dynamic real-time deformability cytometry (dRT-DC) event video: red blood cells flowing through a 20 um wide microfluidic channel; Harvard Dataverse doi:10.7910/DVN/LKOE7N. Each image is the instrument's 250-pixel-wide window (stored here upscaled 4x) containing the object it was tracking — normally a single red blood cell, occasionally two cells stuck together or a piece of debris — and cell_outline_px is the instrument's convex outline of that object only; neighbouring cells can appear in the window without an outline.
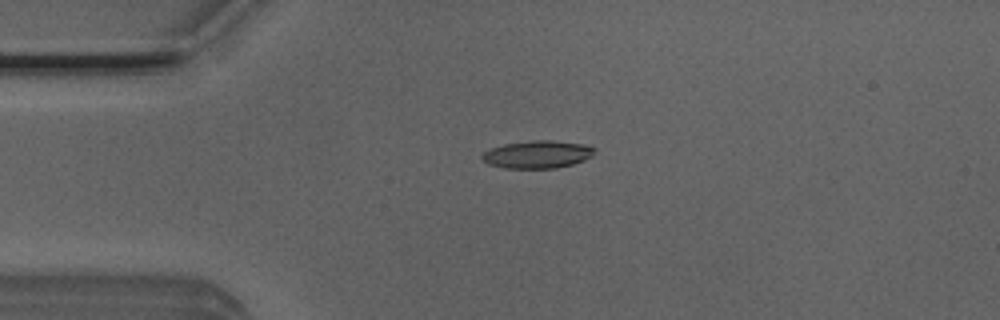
{"species": "Egyptian fruit bat (a non-hibernating species)", "species_latin": "Rousettus aegyptiacus", "temperature_condition": "room temperature", "stored_images_in_passage": 3, "camera_frame_rate_fps": 3000, "um_per_image_px": 0.085, "animal": {"sex": "male"}, "frame": {"image": 1, "passage_image": 1, "time_ms": 0.0, "image_size_px": [1000, 320], "cell_outline_px": [[596, 148], [592, 156], [584, 160], [572, 164], [556, 168], [504, 168], [488, 164], [480, 156], [488, 148], [504, 144], [532, 140], [552, 140], [584, 144]], "centroid_in_image_um": [45.67, 13.12], "position_along_channel_um": 39.3, "area_um2": 18.21}}